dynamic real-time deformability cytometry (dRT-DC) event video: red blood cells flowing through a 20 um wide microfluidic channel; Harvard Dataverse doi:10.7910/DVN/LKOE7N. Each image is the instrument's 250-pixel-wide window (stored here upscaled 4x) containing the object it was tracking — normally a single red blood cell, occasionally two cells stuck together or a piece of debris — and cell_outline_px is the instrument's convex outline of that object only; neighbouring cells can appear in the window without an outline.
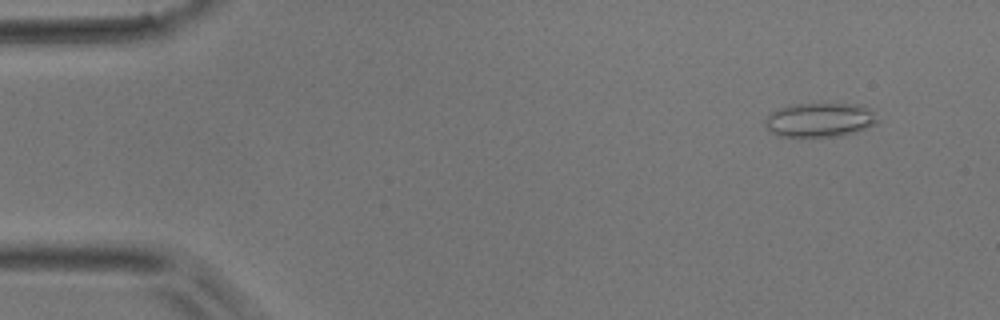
{"species": "common noctule bat (a hibernating species)", "species_latin": "Nyctalus noctula", "temperature_condition": "room temperature", "stored_images_in_passage": 50, "camera_frame_rate_fps": 3000, "um_per_image_px": 0.085, "animal": {"sex": "male", "body_mass_g": 17.9}, "frame": {"image": 1, "passage_image": 4, "time_ms": 1.0, "image_size_px": [1000, 320], "cell_outline_px": [[880, 120], [876, 124], [856, 132], [840, 136], [776, 136], [764, 128], [764, 120], [772, 112], [788, 104], [860, 104], [868, 108]], "centroid_in_image_um": [69.66, 10.19], "position_along_channel_um": 15.3, "area_um2": 22.54}}
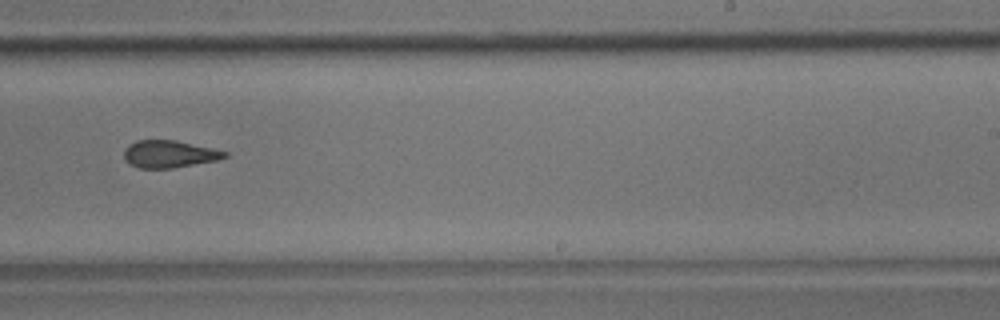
{"frame": {"image": 2, "passage_image": 31, "time_ms": 10.0, "image_size_px": [1000, 320], "cell_outline_px": [[228, 156], [220, 160], [172, 168], [140, 168], [128, 164], [124, 160], [124, 148], [128, 144], [136, 140], [176, 140], [212, 148], [228, 152]], "centroid_in_image_um": [14.37, 13.09], "position_along_channel_um": 274.6, "area_um2": 16.24}}
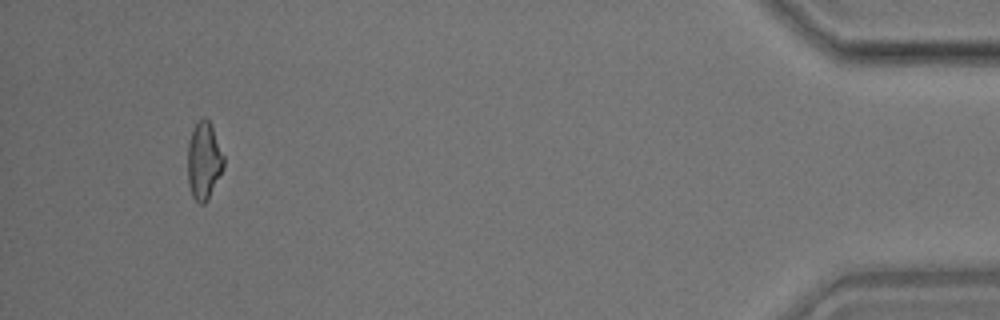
{"frame": {"image": 3, "passage_image": 47, "time_ms": 15.333, "image_size_px": [1000, 320], "cell_outline_px": [[224, 164], [204, 204], [200, 204], [192, 196], [188, 184], [188, 140], [196, 124], [204, 116], [208, 120], [212, 128], [224, 156]], "centroid_in_image_um": [17.3, 13.64], "position_along_channel_um": 417.9, "area_um2": 15.66}}